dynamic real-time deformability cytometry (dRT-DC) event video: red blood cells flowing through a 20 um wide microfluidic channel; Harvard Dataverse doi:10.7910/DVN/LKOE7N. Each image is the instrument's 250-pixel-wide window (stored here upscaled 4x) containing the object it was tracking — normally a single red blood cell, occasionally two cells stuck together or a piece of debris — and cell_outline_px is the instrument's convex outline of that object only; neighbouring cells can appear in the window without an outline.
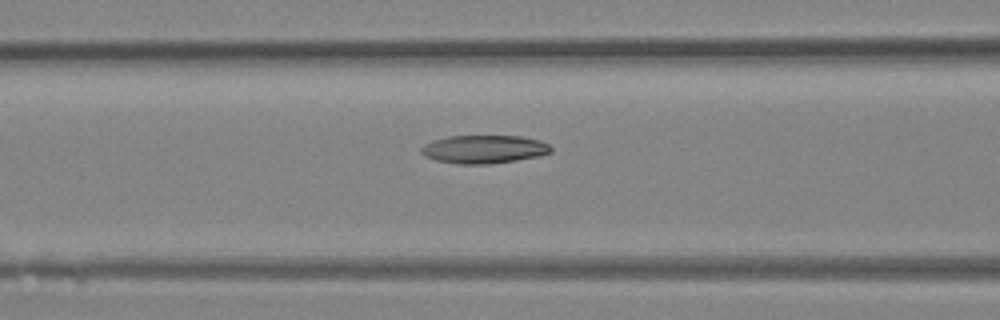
{"species": "Egyptian fruit bat (a non-hibernating species)", "species_latin": "Rousettus aegyptiacus", "temperature_condition": "room temperature", "stored_images_in_passage": 16, "camera_frame_rate_fps": 3000, "um_per_image_px": 0.085, "animal": {"sex": "female"}, "frame": {"image": 1, "passage_image": 12, "time_ms": 3.667, "image_size_px": [1000, 320], "cell_outline_px": [[552, 152], [540, 156], [516, 160], [488, 164], [456, 164], [436, 160], [424, 156], [420, 152], [420, 148], [424, 144], [432, 140], [448, 136], [520, 136], [540, 140], [548, 144], [552, 148]], "centroid_in_image_um": [41.12, 12.68], "position_along_channel_um": 125.5, "area_um2": 21.5}}
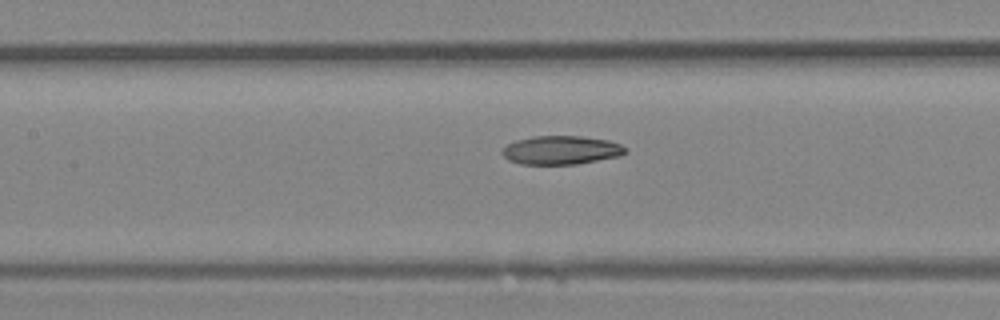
{"frame": {"image": 2, "passage_image": 14, "time_ms": 4.333, "image_size_px": [1000, 320], "cell_outline_px": [[628, 152], [620, 156], [576, 164], [520, 164], [508, 160], [500, 152], [508, 144], [516, 140], [532, 136], [580, 136], [608, 140], [620, 144]], "centroid_in_image_um": [47.68, 12.76], "position_along_channel_um": 159.7, "area_um2": 20.52}}